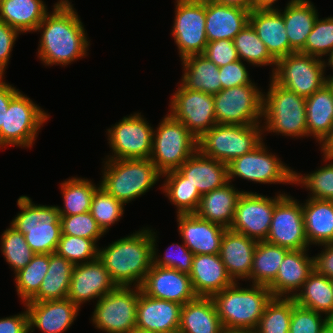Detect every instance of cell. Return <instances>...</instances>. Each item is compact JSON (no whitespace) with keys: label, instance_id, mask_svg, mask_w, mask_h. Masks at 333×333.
<instances>
[{"label":"cell","instance_id":"obj_1","mask_svg":"<svg viewBox=\"0 0 333 333\" xmlns=\"http://www.w3.org/2000/svg\"><path fill=\"white\" fill-rule=\"evenodd\" d=\"M41 32L38 58L45 66H66L88 55L90 41L69 0H58L35 32Z\"/></svg>","mask_w":333,"mask_h":333},{"label":"cell","instance_id":"obj_2","mask_svg":"<svg viewBox=\"0 0 333 333\" xmlns=\"http://www.w3.org/2000/svg\"><path fill=\"white\" fill-rule=\"evenodd\" d=\"M149 228L143 227L104 248H98V258L117 286L141 287L147 272L153 266Z\"/></svg>","mask_w":333,"mask_h":333},{"label":"cell","instance_id":"obj_3","mask_svg":"<svg viewBox=\"0 0 333 333\" xmlns=\"http://www.w3.org/2000/svg\"><path fill=\"white\" fill-rule=\"evenodd\" d=\"M240 286L235 282L211 298L223 328L254 331L273 296L267 286Z\"/></svg>","mask_w":333,"mask_h":333},{"label":"cell","instance_id":"obj_4","mask_svg":"<svg viewBox=\"0 0 333 333\" xmlns=\"http://www.w3.org/2000/svg\"><path fill=\"white\" fill-rule=\"evenodd\" d=\"M104 160L100 187L124 205L145 195L162 178L149 158Z\"/></svg>","mask_w":333,"mask_h":333},{"label":"cell","instance_id":"obj_5","mask_svg":"<svg viewBox=\"0 0 333 333\" xmlns=\"http://www.w3.org/2000/svg\"><path fill=\"white\" fill-rule=\"evenodd\" d=\"M269 82L267 93L263 92V133L307 137L306 98L281 87L271 78Z\"/></svg>","mask_w":333,"mask_h":333},{"label":"cell","instance_id":"obj_6","mask_svg":"<svg viewBox=\"0 0 333 333\" xmlns=\"http://www.w3.org/2000/svg\"><path fill=\"white\" fill-rule=\"evenodd\" d=\"M21 210L10 224L25 236L34 254L56 252L62 235L60 213L56 205H38L22 195L17 199Z\"/></svg>","mask_w":333,"mask_h":333},{"label":"cell","instance_id":"obj_7","mask_svg":"<svg viewBox=\"0 0 333 333\" xmlns=\"http://www.w3.org/2000/svg\"><path fill=\"white\" fill-rule=\"evenodd\" d=\"M263 135L261 124H216L198 139V150L207 157L229 164L259 146Z\"/></svg>","mask_w":333,"mask_h":333},{"label":"cell","instance_id":"obj_8","mask_svg":"<svg viewBox=\"0 0 333 333\" xmlns=\"http://www.w3.org/2000/svg\"><path fill=\"white\" fill-rule=\"evenodd\" d=\"M198 150V139L167 113L154 129L151 162L164 174L177 170Z\"/></svg>","mask_w":333,"mask_h":333},{"label":"cell","instance_id":"obj_9","mask_svg":"<svg viewBox=\"0 0 333 333\" xmlns=\"http://www.w3.org/2000/svg\"><path fill=\"white\" fill-rule=\"evenodd\" d=\"M50 115L20 91L11 99L0 129V148H31Z\"/></svg>","mask_w":333,"mask_h":333},{"label":"cell","instance_id":"obj_10","mask_svg":"<svg viewBox=\"0 0 333 333\" xmlns=\"http://www.w3.org/2000/svg\"><path fill=\"white\" fill-rule=\"evenodd\" d=\"M325 69L323 59L293 52L276 61L270 78L281 87L307 98L328 83Z\"/></svg>","mask_w":333,"mask_h":333},{"label":"cell","instance_id":"obj_11","mask_svg":"<svg viewBox=\"0 0 333 333\" xmlns=\"http://www.w3.org/2000/svg\"><path fill=\"white\" fill-rule=\"evenodd\" d=\"M256 85L252 81L250 84L222 89L213 95L217 124H261L263 92Z\"/></svg>","mask_w":333,"mask_h":333},{"label":"cell","instance_id":"obj_12","mask_svg":"<svg viewBox=\"0 0 333 333\" xmlns=\"http://www.w3.org/2000/svg\"><path fill=\"white\" fill-rule=\"evenodd\" d=\"M138 297L139 287L118 286L96 300L94 327L105 333H135Z\"/></svg>","mask_w":333,"mask_h":333},{"label":"cell","instance_id":"obj_13","mask_svg":"<svg viewBox=\"0 0 333 333\" xmlns=\"http://www.w3.org/2000/svg\"><path fill=\"white\" fill-rule=\"evenodd\" d=\"M264 141L253 151L233 159L228 165V181L240 177L260 184H294L293 168L269 153Z\"/></svg>","mask_w":333,"mask_h":333},{"label":"cell","instance_id":"obj_14","mask_svg":"<svg viewBox=\"0 0 333 333\" xmlns=\"http://www.w3.org/2000/svg\"><path fill=\"white\" fill-rule=\"evenodd\" d=\"M172 37L180 59L203 54L208 43L206 37V0H175Z\"/></svg>","mask_w":333,"mask_h":333},{"label":"cell","instance_id":"obj_15","mask_svg":"<svg viewBox=\"0 0 333 333\" xmlns=\"http://www.w3.org/2000/svg\"><path fill=\"white\" fill-rule=\"evenodd\" d=\"M112 155L106 159L150 158L154 128L141 112L124 116L106 129Z\"/></svg>","mask_w":333,"mask_h":333},{"label":"cell","instance_id":"obj_16","mask_svg":"<svg viewBox=\"0 0 333 333\" xmlns=\"http://www.w3.org/2000/svg\"><path fill=\"white\" fill-rule=\"evenodd\" d=\"M285 195L273 197L244 191L237 202L234 219L229 229L255 241H266L276 203Z\"/></svg>","mask_w":333,"mask_h":333},{"label":"cell","instance_id":"obj_17","mask_svg":"<svg viewBox=\"0 0 333 333\" xmlns=\"http://www.w3.org/2000/svg\"><path fill=\"white\" fill-rule=\"evenodd\" d=\"M169 102L168 113L182 122L197 139L217 124L213 95L189 90L179 84Z\"/></svg>","mask_w":333,"mask_h":333},{"label":"cell","instance_id":"obj_18","mask_svg":"<svg viewBox=\"0 0 333 333\" xmlns=\"http://www.w3.org/2000/svg\"><path fill=\"white\" fill-rule=\"evenodd\" d=\"M266 242L289 250H309L300 201L285 194L276 203Z\"/></svg>","mask_w":333,"mask_h":333},{"label":"cell","instance_id":"obj_19","mask_svg":"<svg viewBox=\"0 0 333 333\" xmlns=\"http://www.w3.org/2000/svg\"><path fill=\"white\" fill-rule=\"evenodd\" d=\"M117 287L104 264L97 258L74 266L67 298L81 308L85 302L95 298L99 300Z\"/></svg>","mask_w":333,"mask_h":333},{"label":"cell","instance_id":"obj_20","mask_svg":"<svg viewBox=\"0 0 333 333\" xmlns=\"http://www.w3.org/2000/svg\"><path fill=\"white\" fill-rule=\"evenodd\" d=\"M181 304L147 296L139 287L137 333H178Z\"/></svg>","mask_w":333,"mask_h":333},{"label":"cell","instance_id":"obj_21","mask_svg":"<svg viewBox=\"0 0 333 333\" xmlns=\"http://www.w3.org/2000/svg\"><path fill=\"white\" fill-rule=\"evenodd\" d=\"M140 288L147 296L181 305L197 297L189 274L154 265L147 272Z\"/></svg>","mask_w":333,"mask_h":333},{"label":"cell","instance_id":"obj_22","mask_svg":"<svg viewBox=\"0 0 333 333\" xmlns=\"http://www.w3.org/2000/svg\"><path fill=\"white\" fill-rule=\"evenodd\" d=\"M29 333L38 328L42 333H64L79 315L80 307L68 298L43 302H26Z\"/></svg>","mask_w":333,"mask_h":333},{"label":"cell","instance_id":"obj_23","mask_svg":"<svg viewBox=\"0 0 333 333\" xmlns=\"http://www.w3.org/2000/svg\"><path fill=\"white\" fill-rule=\"evenodd\" d=\"M177 222L182 241L194 255L219 254L227 228L203 220L195 214H178Z\"/></svg>","mask_w":333,"mask_h":333},{"label":"cell","instance_id":"obj_24","mask_svg":"<svg viewBox=\"0 0 333 333\" xmlns=\"http://www.w3.org/2000/svg\"><path fill=\"white\" fill-rule=\"evenodd\" d=\"M314 270L308 250H290L280 264L275 280L268 286L273 297L294 298Z\"/></svg>","mask_w":333,"mask_h":333},{"label":"cell","instance_id":"obj_25","mask_svg":"<svg viewBox=\"0 0 333 333\" xmlns=\"http://www.w3.org/2000/svg\"><path fill=\"white\" fill-rule=\"evenodd\" d=\"M256 246L257 241L254 239L229 228L226 229L221 240L219 257L234 282L250 280Z\"/></svg>","mask_w":333,"mask_h":333},{"label":"cell","instance_id":"obj_26","mask_svg":"<svg viewBox=\"0 0 333 333\" xmlns=\"http://www.w3.org/2000/svg\"><path fill=\"white\" fill-rule=\"evenodd\" d=\"M249 23L276 61L290 54L283 15L278 7L253 9L249 14Z\"/></svg>","mask_w":333,"mask_h":333},{"label":"cell","instance_id":"obj_27","mask_svg":"<svg viewBox=\"0 0 333 333\" xmlns=\"http://www.w3.org/2000/svg\"><path fill=\"white\" fill-rule=\"evenodd\" d=\"M203 195L228 183V165L197 150L177 169Z\"/></svg>","mask_w":333,"mask_h":333},{"label":"cell","instance_id":"obj_28","mask_svg":"<svg viewBox=\"0 0 333 333\" xmlns=\"http://www.w3.org/2000/svg\"><path fill=\"white\" fill-rule=\"evenodd\" d=\"M189 276L196 295L203 297H212L235 283L219 254L194 255Z\"/></svg>","mask_w":333,"mask_h":333},{"label":"cell","instance_id":"obj_29","mask_svg":"<svg viewBox=\"0 0 333 333\" xmlns=\"http://www.w3.org/2000/svg\"><path fill=\"white\" fill-rule=\"evenodd\" d=\"M250 11L206 0V37L208 42L234 37L249 23Z\"/></svg>","mask_w":333,"mask_h":333},{"label":"cell","instance_id":"obj_30","mask_svg":"<svg viewBox=\"0 0 333 333\" xmlns=\"http://www.w3.org/2000/svg\"><path fill=\"white\" fill-rule=\"evenodd\" d=\"M307 138L311 136L321 146L333 130V82L306 98Z\"/></svg>","mask_w":333,"mask_h":333},{"label":"cell","instance_id":"obj_31","mask_svg":"<svg viewBox=\"0 0 333 333\" xmlns=\"http://www.w3.org/2000/svg\"><path fill=\"white\" fill-rule=\"evenodd\" d=\"M279 11L283 15L290 53L300 52L319 17L318 10L310 0H289L284 11Z\"/></svg>","mask_w":333,"mask_h":333},{"label":"cell","instance_id":"obj_32","mask_svg":"<svg viewBox=\"0 0 333 333\" xmlns=\"http://www.w3.org/2000/svg\"><path fill=\"white\" fill-rule=\"evenodd\" d=\"M231 183L203 194L194 214L203 220L230 228L237 202L244 192L236 189Z\"/></svg>","mask_w":333,"mask_h":333},{"label":"cell","instance_id":"obj_33","mask_svg":"<svg viewBox=\"0 0 333 333\" xmlns=\"http://www.w3.org/2000/svg\"><path fill=\"white\" fill-rule=\"evenodd\" d=\"M222 329L211 297L197 296L182 305L178 333H220Z\"/></svg>","mask_w":333,"mask_h":333},{"label":"cell","instance_id":"obj_34","mask_svg":"<svg viewBox=\"0 0 333 333\" xmlns=\"http://www.w3.org/2000/svg\"><path fill=\"white\" fill-rule=\"evenodd\" d=\"M182 61L180 84L193 91L215 95L222 90L219 67L204 54L191 55Z\"/></svg>","mask_w":333,"mask_h":333},{"label":"cell","instance_id":"obj_35","mask_svg":"<svg viewBox=\"0 0 333 333\" xmlns=\"http://www.w3.org/2000/svg\"><path fill=\"white\" fill-rule=\"evenodd\" d=\"M305 201L302 210L308 244L333 243V200L308 198Z\"/></svg>","mask_w":333,"mask_h":333},{"label":"cell","instance_id":"obj_36","mask_svg":"<svg viewBox=\"0 0 333 333\" xmlns=\"http://www.w3.org/2000/svg\"><path fill=\"white\" fill-rule=\"evenodd\" d=\"M47 13L43 0H0V21L21 34L35 32Z\"/></svg>","mask_w":333,"mask_h":333},{"label":"cell","instance_id":"obj_37","mask_svg":"<svg viewBox=\"0 0 333 333\" xmlns=\"http://www.w3.org/2000/svg\"><path fill=\"white\" fill-rule=\"evenodd\" d=\"M74 264L58 255L49 254V267L38 293L28 302L61 300L68 296Z\"/></svg>","mask_w":333,"mask_h":333},{"label":"cell","instance_id":"obj_38","mask_svg":"<svg viewBox=\"0 0 333 333\" xmlns=\"http://www.w3.org/2000/svg\"><path fill=\"white\" fill-rule=\"evenodd\" d=\"M295 303L333 319L332 280L315 269L309 274L301 290L294 297Z\"/></svg>","mask_w":333,"mask_h":333},{"label":"cell","instance_id":"obj_39","mask_svg":"<svg viewBox=\"0 0 333 333\" xmlns=\"http://www.w3.org/2000/svg\"><path fill=\"white\" fill-rule=\"evenodd\" d=\"M289 251L288 248L266 241L257 242L249 282L252 281V284L268 287L275 280L280 264Z\"/></svg>","mask_w":333,"mask_h":333},{"label":"cell","instance_id":"obj_40","mask_svg":"<svg viewBox=\"0 0 333 333\" xmlns=\"http://www.w3.org/2000/svg\"><path fill=\"white\" fill-rule=\"evenodd\" d=\"M165 178L162 191L177 208L178 214H194L201 200V194L178 171L173 170L162 174Z\"/></svg>","mask_w":333,"mask_h":333},{"label":"cell","instance_id":"obj_41","mask_svg":"<svg viewBox=\"0 0 333 333\" xmlns=\"http://www.w3.org/2000/svg\"><path fill=\"white\" fill-rule=\"evenodd\" d=\"M99 186L87 178L70 177L60 184L63 207L57 205L60 216L90 212L92 198Z\"/></svg>","mask_w":333,"mask_h":333},{"label":"cell","instance_id":"obj_42","mask_svg":"<svg viewBox=\"0 0 333 333\" xmlns=\"http://www.w3.org/2000/svg\"><path fill=\"white\" fill-rule=\"evenodd\" d=\"M234 46L240 60L256 66H274L272 74L276 67V60L270 55L264 43L259 39L257 33L250 23L234 37Z\"/></svg>","mask_w":333,"mask_h":333},{"label":"cell","instance_id":"obj_43","mask_svg":"<svg viewBox=\"0 0 333 333\" xmlns=\"http://www.w3.org/2000/svg\"><path fill=\"white\" fill-rule=\"evenodd\" d=\"M49 267V254H34L31 261L15 273L16 291L23 304L39 291Z\"/></svg>","mask_w":333,"mask_h":333},{"label":"cell","instance_id":"obj_44","mask_svg":"<svg viewBox=\"0 0 333 333\" xmlns=\"http://www.w3.org/2000/svg\"><path fill=\"white\" fill-rule=\"evenodd\" d=\"M323 156L322 160H324L325 165L320 166L310 174L303 176V174L294 171V184L304 186L310 191L308 198L333 200V156L327 154H323Z\"/></svg>","mask_w":333,"mask_h":333},{"label":"cell","instance_id":"obj_45","mask_svg":"<svg viewBox=\"0 0 333 333\" xmlns=\"http://www.w3.org/2000/svg\"><path fill=\"white\" fill-rule=\"evenodd\" d=\"M292 298L272 297L254 333H289Z\"/></svg>","mask_w":333,"mask_h":333},{"label":"cell","instance_id":"obj_46","mask_svg":"<svg viewBox=\"0 0 333 333\" xmlns=\"http://www.w3.org/2000/svg\"><path fill=\"white\" fill-rule=\"evenodd\" d=\"M0 243L1 253L14 273L23 269L34 255L25 240V236L11 224L2 233Z\"/></svg>","mask_w":333,"mask_h":333},{"label":"cell","instance_id":"obj_47","mask_svg":"<svg viewBox=\"0 0 333 333\" xmlns=\"http://www.w3.org/2000/svg\"><path fill=\"white\" fill-rule=\"evenodd\" d=\"M124 207L122 202L115 199L99 185L92 198L90 213L106 234L110 227L123 216Z\"/></svg>","mask_w":333,"mask_h":333},{"label":"cell","instance_id":"obj_48","mask_svg":"<svg viewBox=\"0 0 333 333\" xmlns=\"http://www.w3.org/2000/svg\"><path fill=\"white\" fill-rule=\"evenodd\" d=\"M98 248L94 240L62 234L56 253L76 265L96 260Z\"/></svg>","mask_w":333,"mask_h":333},{"label":"cell","instance_id":"obj_49","mask_svg":"<svg viewBox=\"0 0 333 333\" xmlns=\"http://www.w3.org/2000/svg\"><path fill=\"white\" fill-rule=\"evenodd\" d=\"M157 233L151 229V239L153 246V265L157 267H166L176 269L179 272L189 274L192 268V260L194 254L188 249V247L183 244H171L165 251L163 257L158 255L157 249ZM173 250H171V248Z\"/></svg>","mask_w":333,"mask_h":333},{"label":"cell","instance_id":"obj_50","mask_svg":"<svg viewBox=\"0 0 333 333\" xmlns=\"http://www.w3.org/2000/svg\"><path fill=\"white\" fill-rule=\"evenodd\" d=\"M333 50V16L316 19L301 53L318 58L327 56Z\"/></svg>","mask_w":333,"mask_h":333},{"label":"cell","instance_id":"obj_51","mask_svg":"<svg viewBox=\"0 0 333 333\" xmlns=\"http://www.w3.org/2000/svg\"><path fill=\"white\" fill-rule=\"evenodd\" d=\"M60 222L63 235L83 237L94 240L96 243L106 235L90 212L60 216Z\"/></svg>","mask_w":333,"mask_h":333},{"label":"cell","instance_id":"obj_52","mask_svg":"<svg viewBox=\"0 0 333 333\" xmlns=\"http://www.w3.org/2000/svg\"><path fill=\"white\" fill-rule=\"evenodd\" d=\"M319 312L301 307L292 298V317L289 333H319L324 325L330 320Z\"/></svg>","mask_w":333,"mask_h":333},{"label":"cell","instance_id":"obj_53","mask_svg":"<svg viewBox=\"0 0 333 333\" xmlns=\"http://www.w3.org/2000/svg\"><path fill=\"white\" fill-rule=\"evenodd\" d=\"M203 54L210 61H213L218 67H222L239 60L233 40L229 39H220L208 42Z\"/></svg>","mask_w":333,"mask_h":333},{"label":"cell","instance_id":"obj_54","mask_svg":"<svg viewBox=\"0 0 333 333\" xmlns=\"http://www.w3.org/2000/svg\"><path fill=\"white\" fill-rule=\"evenodd\" d=\"M219 73L222 89H229L252 82L245 63L243 64V61L240 59L219 67Z\"/></svg>","mask_w":333,"mask_h":333},{"label":"cell","instance_id":"obj_55","mask_svg":"<svg viewBox=\"0 0 333 333\" xmlns=\"http://www.w3.org/2000/svg\"><path fill=\"white\" fill-rule=\"evenodd\" d=\"M19 34L21 35L18 30L0 21V77H5L6 66L9 64L11 52Z\"/></svg>","mask_w":333,"mask_h":333},{"label":"cell","instance_id":"obj_56","mask_svg":"<svg viewBox=\"0 0 333 333\" xmlns=\"http://www.w3.org/2000/svg\"><path fill=\"white\" fill-rule=\"evenodd\" d=\"M321 253L314 257V269L323 276L333 279V243L322 244Z\"/></svg>","mask_w":333,"mask_h":333},{"label":"cell","instance_id":"obj_57","mask_svg":"<svg viewBox=\"0 0 333 333\" xmlns=\"http://www.w3.org/2000/svg\"><path fill=\"white\" fill-rule=\"evenodd\" d=\"M27 310L17 315L0 318V333H28Z\"/></svg>","mask_w":333,"mask_h":333},{"label":"cell","instance_id":"obj_58","mask_svg":"<svg viewBox=\"0 0 333 333\" xmlns=\"http://www.w3.org/2000/svg\"><path fill=\"white\" fill-rule=\"evenodd\" d=\"M19 91L13 85L5 82L3 77H0V129L3 125L4 113L7 111L10 101Z\"/></svg>","mask_w":333,"mask_h":333},{"label":"cell","instance_id":"obj_59","mask_svg":"<svg viewBox=\"0 0 333 333\" xmlns=\"http://www.w3.org/2000/svg\"><path fill=\"white\" fill-rule=\"evenodd\" d=\"M212 1L220 3V4H224V5L241 7L250 12L253 10L252 0H212Z\"/></svg>","mask_w":333,"mask_h":333},{"label":"cell","instance_id":"obj_60","mask_svg":"<svg viewBox=\"0 0 333 333\" xmlns=\"http://www.w3.org/2000/svg\"><path fill=\"white\" fill-rule=\"evenodd\" d=\"M278 0H252L253 9H270L275 8L276 2Z\"/></svg>","mask_w":333,"mask_h":333},{"label":"cell","instance_id":"obj_61","mask_svg":"<svg viewBox=\"0 0 333 333\" xmlns=\"http://www.w3.org/2000/svg\"><path fill=\"white\" fill-rule=\"evenodd\" d=\"M321 152L323 154H327L333 156V130L331 135L327 138V140L320 146Z\"/></svg>","mask_w":333,"mask_h":333},{"label":"cell","instance_id":"obj_62","mask_svg":"<svg viewBox=\"0 0 333 333\" xmlns=\"http://www.w3.org/2000/svg\"><path fill=\"white\" fill-rule=\"evenodd\" d=\"M327 56H329L328 59H326V61L324 59L325 68L330 67V69L333 70V50ZM326 79H327V82L332 83L333 82V74L332 75L330 74L328 76L326 75Z\"/></svg>","mask_w":333,"mask_h":333},{"label":"cell","instance_id":"obj_63","mask_svg":"<svg viewBox=\"0 0 333 333\" xmlns=\"http://www.w3.org/2000/svg\"><path fill=\"white\" fill-rule=\"evenodd\" d=\"M319 333H333V319H330Z\"/></svg>","mask_w":333,"mask_h":333},{"label":"cell","instance_id":"obj_64","mask_svg":"<svg viewBox=\"0 0 333 333\" xmlns=\"http://www.w3.org/2000/svg\"><path fill=\"white\" fill-rule=\"evenodd\" d=\"M220 333H254V331L223 328Z\"/></svg>","mask_w":333,"mask_h":333}]
</instances>
